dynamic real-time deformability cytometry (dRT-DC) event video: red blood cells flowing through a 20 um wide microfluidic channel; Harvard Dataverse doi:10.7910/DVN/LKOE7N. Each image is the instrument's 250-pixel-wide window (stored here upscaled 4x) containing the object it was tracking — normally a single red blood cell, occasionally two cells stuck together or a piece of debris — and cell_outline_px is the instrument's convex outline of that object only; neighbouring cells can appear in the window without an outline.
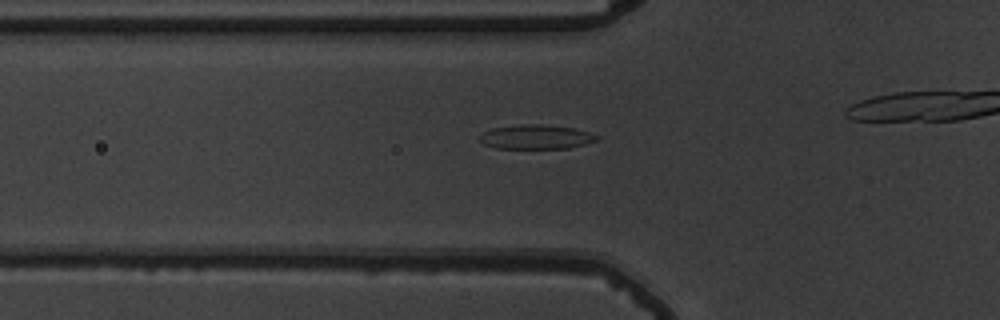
{"species": "common noctule bat (a hibernating species)", "species_latin": "Nyctalus noctula", "temperature_condition": "warm", "stored_images_in_passage": 31, "camera_frame_rate_fps": 3000, "um_per_image_px": 0.085, "animal": {"sex": "male", "body_mass_g": 19.5, "forearm_length_mm": 54.6}, "frame": {"image": 1, "passage_image": 5, "time_ms": 1.333, "image_size_px": [1000, 320], "cell_outline_px": [[600, 140], [568, 148], [496, 148], [484, 144], [480, 140], [480, 136], [484, 132], [492, 128], [520, 124], [544, 124], [572, 128], [588, 132], [600, 136]], "centroid_in_image_um": [45.59, 11.63], "position_along_channel_um": 80.2, "area_um2": 16.53}}
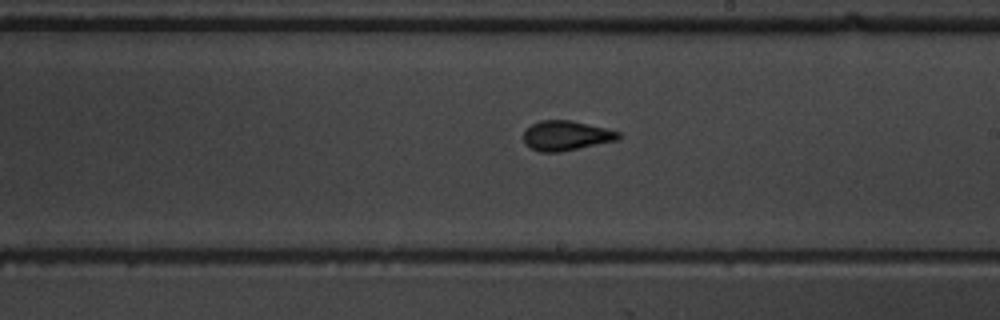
{"frame": {"image": 2, "passage_image": 18, "time_ms": 5.667, "image_size_px": [1000, 320], "cell_outline_px": [[620, 140], [560, 152], [540, 152], [524, 144], [524, 132], [532, 124], [540, 120], [572, 120], [620, 132]], "centroid_in_image_um": [48.13, 11.53], "position_along_channel_um": 240.9, "area_um2": 16.47}}
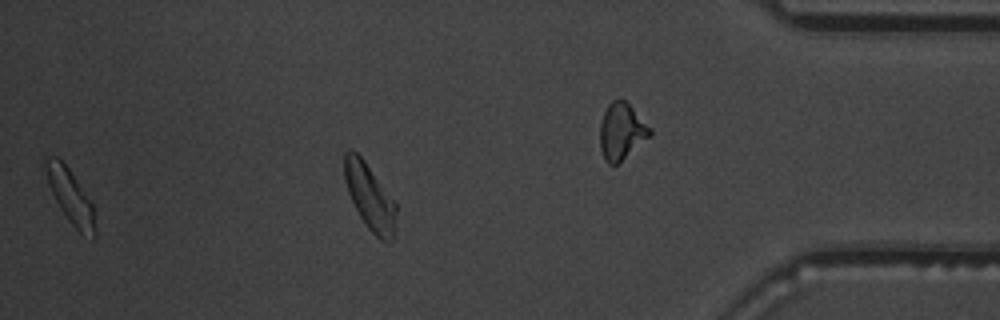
{"frame": {"image": 3, "passage_image": 30, "time_ms": 9.667, "image_size_px": [1000, 320], "cell_outline_px": [[96, 236], [92, 240], [80, 232], [68, 220], [60, 208], [48, 184], [44, 168], [44, 156], [56, 156], [68, 168], [92, 204], [96, 232]], "centroid_in_image_um": [5.96, 16.7], "position_along_channel_um": 429.2, "area_um2": 15.26}, "authors_computed_cell_mechanics": {"area_um2": 16.0684, "velocity_mm_per_s": 3.7023, "shape_relaxation_time_tau1_ms": 3.8562, "shape_relaxation_time_tau2_ms": 1.7599, "deformation_change_tau1": 0.2019, "deformation_change_tau2": 0.0732}}